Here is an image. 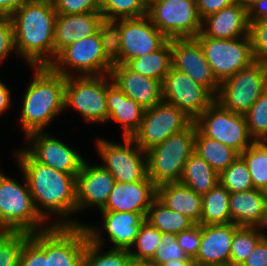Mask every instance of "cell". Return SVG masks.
<instances>
[{
    "instance_id": "cell-52",
    "label": "cell",
    "mask_w": 267,
    "mask_h": 266,
    "mask_svg": "<svg viewBox=\"0 0 267 266\" xmlns=\"http://www.w3.org/2000/svg\"><path fill=\"white\" fill-rule=\"evenodd\" d=\"M10 90L5 85V83L0 81V115L11 107V97Z\"/></svg>"
},
{
    "instance_id": "cell-41",
    "label": "cell",
    "mask_w": 267,
    "mask_h": 266,
    "mask_svg": "<svg viewBox=\"0 0 267 266\" xmlns=\"http://www.w3.org/2000/svg\"><path fill=\"white\" fill-rule=\"evenodd\" d=\"M18 266H48L46 230L30 233L22 248Z\"/></svg>"
},
{
    "instance_id": "cell-32",
    "label": "cell",
    "mask_w": 267,
    "mask_h": 266,
    "mask_svg": "<svg viewBox=\"0 0 267 266\" xmlns=\"http://www.w3.org/2000/svg\"><path fill=\"white\" fill-rule=\"evenodd\" d=\"M194 152L218 173L226 169L239 156L236 150L203 135L197 128Z\"/></svg>"
},
{
    "instance_id": "cell-10",
    "label": "cell",
    "mask_w": 267,
    "mask_h": 266,
    "mask_svg": "<svg viewBox=\"0 0 267 266\" xmlns=\"http://www.w3.org/2000/svg\"><path fill=\"white\" fill-rule=\"evenodd\" d=\"M195 39L219 83L255 62L249 36L214 39L200 32Z\"/></svg>"
},
{
    "instance_id": "cell-11",
    "label": "cell",
    "mask_w": 267,
    "mask_h": 266,
    "mask_svg": "<svg viewBox=\"0 0 267 266\" xmlns=\"http://www.w3.org/2000/svg\"><path fill=\"white\" fill-rule=\"evenodd\" d=\"M147 16L169 40L195 38L201 32L196 0H161L148 8Z\"/></svg>"
},
{
    "instance_id": "cell-35",
    "label": "cell",
    "mask_w": 267,
    "mask_h": 266,
    "mask_svg": "<svg viewBox=\"0 0 267 266\" xmlns=\"http://www.w3.org/2000/svg\"><path fill=\"white\" fill-rule=\"evenodd\" d=\"M267 140H253L239 156L249 169L255 189L267 192Z\"/></svg>"
},
{
    "instance_id": "cell-53",
    "label": "cell",
    "mask_w": 267,
    "mask_h": 266,
    "mask_svg": "<svg viewBox=\"0 0 267 266\" xmlns=\"http://www.w3.org/2000/svg\"><path fill=\"white\" fill-rule=\"evenodd\" d=\"M160 266H195L193 259H181V260H171L160 264Z\"/></svg>"
},
{
    "instance_id": "cell-15",
    "label": "cell",
    "mask_w": 267,
    "mask_h": 266,
    "mask_svg": "<svg viewBox=\"0 0 267 266\" xmlns=\"http://www.w3.org/2000/svg\"><path fill=\"white\" fill-rule=\"evenodd\" d=\"M163 101L176 106L195 121L214 101L215 96L186 73L171 67L162 82Z\"/></svg>"
},
{
    "instance_id": "cell-58",
    "label": "cell",
    "mask_w": 267,
    "mask_h": 266,
    "mask_svg": "<svg viewBox=\"0 0 267 266\" xmlns=\"http://www.w3.org/2000/svg\"><path fill=\"white\" fill-rule=\"evenodd\" d=\"M210 266H234L232 263L227 264H218V265H210Z\"/></svg>"
},
{
    "instance_id": "cell-55",
    "label": "cell",
    "mask_w": 267,
    "mask_h": 266,
    "mask_svg": "<svg viewBox=\"0 0 267 266\" xmlns=\"http://www.w3.org/2000/svg\"><path fill=\"white\" fill-rule=\"evenodd\" d=\"M127 266H145V261H135L131 260Z\"/></svg>"
},
{
    "instance_id": "cell-16",
    "label": "cell",
    "mask_w": 267,
    "mask_h": 266,
    "mask_svg": "<svg viewBox=\"0 0 267 266\" xmlns=\"http://www.w3.org/2000/svg\"><path fill=\"white\" fill-rule=\"evenodd\" d=\"M84 226H50L46 230L48 266H83L86 242Z\"/></svg>"
},
{
    "instance_id": "cell-28",
    "label": "cell",
    "mask_w": 267,
    "mask_h": 266,
    "mask_svg": "<svg viewBox=\"0 0 267 266\" xmlns=\"http://www.w3.org/2000/svg\"><path fill=\"white\" fill-rule=\"evenodd\" d=\"M157 199L167 208L199 224L202 214V195L180 182L157 186Z\"/></svg>"
},
{
    "instance_id": "cell-59",
    "label": "cell",
    "mask_w": 267,
    "mask_h": 266,
    "mask_svg": "<svg viewBox=\"0 0 267 266\" xmlns=\"http://www.w3.org/2000/svg\"><path fill=\"white\" fill-rule=\"evenodd\" d=\"M266 203H267V192H266ZM266 228H267V208H266Z\"/></svg>"
},
{
    "instance_id": "cell-30",
    "label": "cell",
    "mask_w": 267,
    "mask_h": 266,
    "mask_svg": "<svg viewBox=\"0 0 267 266\" xmlns=\"http://www.w3.org/2000/svg\"><path fill=\"white\" fill-rule=\"evenodd\" d=\"M180 183L203 195L219 183V173L193 152L185 163Z\"/></svg>"
},
{
    "instance_id": "cell-37",
    "label": "cell",
    "mask_w": 267,
    "mask_h": 266,
    "mask_svg": "<svg viewBox=\"0 0 267 266\" xmlns=\"http://www.w3.org/2000/svg\"><path fill=\"white\" fill-rule=\"evenodd\" d=\"M100 13L106 24L118 19L139 18L147 15L145 0H101Z\"/></svg>"
},
{
    "instance_id": "cell-19",
    "label": "cell",
    "mask_w": 267,
    "mask_h": 266,
    "mask_svg": "<svg viewBox=\"0 0 267 266\" xmlns=\"http://www.w3.org/2000/svg\"><path fill=\"white\" fill-rule=\"evenodd\" d=\"M115 183L109 170L102 165H91L85 161L76 176L77 211L93 206L99 207L101 211Z\"/></svg>"
},
{
    "instance_id": "cell-49",
    "label": "cell",
    "mask_w": 267,
    "mask_h": 266,
    "mask_svg": "<svg viewBox=\"0 0 267 266\" xmlns=\"http://www.w3.org/2000/svg\"><path fill=\"white\" fill-rule=\"evenodd\" d=\"M241 266H267V235L256 245Z\"/></svg>"
},
{
    "instance_id": "cell-43",
    "label": "cell",
    "mask_w": 267,
    "mask_h": 266,
    "mask_svg": "<svg viewBox=\"0 0 267 266\" xmlns=\"http://www.w3.org/2000/svg\"><path fill=\"white\" fill-rule=\"evenodd\" d=\"M161 240L150 262L160 265L171 260L192 259L179 246L176 234L162 233Z\"/></svg>"
},
{
    "instance_id": "cell-26",
    "label": "cell",
    "mask_w": 267,
    "mask_h": 266,
    "mask_svg": "<svg viewBox=\"0 0 267 266\" xmlns=\"http://www.w3.org/2000/svg\"><path fill=\"white\" fill-rule=\"evenodd\" d=\"M106 102L108 121L114 120L120 123V125H122L121 127H123V137H132L141 125L145 109L134 99L127 97L121 89L113 83L110 74L109 78H107Z\"/></svg>"
},
{
    "instance_id": "cell-36",
    "label": "cell",
    "mask_w": 267,
    "mask_h": 266,
    "mask_svg": "<svg viewBox=\"0 0 267 266\" xmlns=\"http://www.w3.org/2000/svg\"><path fill=\"white\" fill-rule=\"evenodd\" d=\"M259 227L239 226L232 239L230 263L241 266L256 245L266 236ZM262 231V232H261Z\"/></svg>"
},
{
    "instance_id": "cell-48",
    "label": "cell",
    "mask_w": 267,
    "mask_h": 266,
    "mask_svg": "<svg viewBox=\"0 0 267 266\" xmlns=\"http://www.w3.org/2000/svg\"><path fill=\"white\" fill-rule=\"evenodd\" d=\"M234 3H236V0H196L198 12L202 20Z\"/></svg>"
},
{
    "instance_id": "cell-7",
    "label": "cell",
    "mask_w": 267,
    "mask_h": 266,
    "mask_svg": "<svg viewBox=\"0 0 267 266\" xmlns=\"http://www.w3.org/2000/svg\"><path fill=\"white\" fill-rule=\"evenodd\" d=\"M196 125L173 134L148 151L147 177L156 185L180 182L187 159L194 152Z\"/></svg>"
},
{
    "instance_id": "cell-23",
    "label": "cell",
    "mask_w": 267,
    "mask_h": 266,
    "mask_svg": "<svg viewBox=\"0 0 267 266\" xmlns=\"http://www.w3.org/2000/svg\"><path fill=\"white\" fill-rule=\"evenodd\" d=\"M105 24L100 12L57 14L54 32V60L67 46L95 34Z\"/></svg>"
},
{
    "instance_id": "cell-50",
    "label": "cell",
    "mask_w": 267,
    "mask_h": 266,
    "mask_svg": "<svg viewBox=\"0 0 267 266\" xmlns=\"http://www.w3.org/2000/svg\"><path fill=\"white\" fill-rule=\"evenodd\" d=\"M249 21L267 20V0H258L248 8Z\"/></svg>"
},
{
    "instance_id": "cell-18",
    "label": "cell",
    "mask_w": 267,
    "mask_h": 266,
    "mask_svg": "<svg viewBox=\"0 0 267 266\" xmlns=\"http://www.w3.org/2000/svg\"><path fill=\"white\" fill-rule=\"evenodd\" d=\"M171 49L172 67L186 73L216 96L220 83L204 57L199 42L195 38L171 39Z\"/></svg>"
},
{
    "instance_id": "cell-46",
    "label": "cell",
    "mask_w": 267,
    "mask_h": 266,
    "mask_svg": "<svg viewBox=\"0 0 267 266\" xmlns=\"http://www.w3.org/2000/svg\"><path fill=\"white\" fill-rule=\"evenodd\" d=\"M177 235V242L187 257L194 259L199 250L202 237V225L195 224L190 229L182 231Z\"/></svg>"
},
{
    "instance_id": "cell-21",
    "label": "cell",
    "mask_w": 267,
    "mask_h": 266,
    "mask_svg": "<svg viewBox=\"0 0 267 266\" xmlns=\"http://www.w3.org/2000/svg\"><path fill=\"white\" fill-rule=\"evenodd\" d=\"M110 76L127 97L134 99L144 109L163 101L162 82L157 79L143 76L120 63L113 64Z\"/></svg>"
},
{
    "instance_id": "cell-25",
    "label": "cell",
    "mask_w": 267,
    "mask_h": 266,
    "mask_svg": "<svg viewBox=\"0 0 267 266\" xmlns=\"http://www.w3.org/2000/svg\"><path fill=\"white\" fill-rule=\"evenodd\" d=\"M266 191L252 189L230 193L231 223L237 226L266 228Z\"/></svg>"
},
{
    "instance_id": "cell-54",
    "label": "cell",
    "mask_w": 267,
    "mask_h": 266,
    "mask_svg": "<svg viewBox=\"0 0 267 266\" xmlns=\"http://www.w3.org/2000/svg\"><path fill=\"white\" fill-rule=\"evenodd\" d=\"M258 0H236L237 3H239L242 7L249 8L253 3H255Z\"/></svg>"
},
{
    "instance_id": "cell-42",
    "label": "cell",
    "mask_w": 267,
    "mask_h": 266,
    "mask_svg": "<svg viewBox=\"0 0 267 266\" xmlns=\"http://www.w3.org/2000/svg\"><path fill=\"white\" fill-rule=\"evenodd\" d=\"M247 129L253 140H267V90L245 114Z\"/></svg>"
},
{
    "instance_id": "cell-20",
    "label": "cell",
    "mask_w": 267,
    "mask_h": 266,
    "mask_svg": "<svg viewBox=\"0 0 267 266\" xmlns=\"http://www.w3.org/2000/svg\"><path fill=\"white\" fill-rule=\"evenodd\" d=\"M156 198L157 186L147 176L133 183L116 182L100 212L148 213Z\"/></svg>"
},
{
    "instance_id": "cell-38",
    "label": "cell",
    "mask_w": 267,
    "mask_h": 266,
    "mask_svg": "<svg viewBox=\"0 0 267 266\" xmlns=\"http://www.w3.org/2000/svg\"><path fill=\"white\" fill-rule=\"evenodd\" d=\"M219 183L230 193L254 189L249 169L240 156L219 173Z\"/></svg>"
},
{
    "instance_id": "cell-57",
    "label": "cell",
    "mask_w": 267,
    "mask_h": 266,
    "mask_svg": "<svg viewBox=\"0 0 267 266\" xmlns=\"http://www.w3.org/2000/svg\"><path fill=\"white\" fill-rule=\"evenodd\" d=\"M145 266H160L159 264L152 263L150 261H145Z\"/></svg>"
},
{
    "instance_id": "cell-22",
    "label": "cell",
    "mask_w": 267,
    "mask_h": 266,
    "mask_svg": "<svg viewBox=\"0 0 267 266\" xmlns=\"http://www.w3.org/2000/svg\"><path fill=\"white\" fill-rule=\"evenodd\" d=\"M236 224L202 225V237L194 260L195 266L230 263V251Z\"/></svg>"
},
{
    "instance_id": "cell-3",
    "label": "cell",
    "mask_w": 267,
    "mask_h": 266,
    "mask_svg": "<svg viewBox=\"0 0 267 266\" xmlns=\"http://www.w3.org/2000/svg\"><path fill=\"white\" fill-rule=\"evenodd\" d=\"M35 75L24 93L20 122L27 137L44 128L65 110V77L50 66L33 67Z\"/></svg>"
},
{
    "instance_id": "cell-51",
    "label": "cell",
    "mask_w": 267,
    "mask_h": 266,
    "mask_svg": "<svg viewBox=\"0 0 267 266\" xmlns=\"http://www.w3.org/2000/svg\"><path fill=\"white\" fill-rule=\"evenodd\" d=\"M31 0H0V17H10L16 10Z\"/></svg>"
},
{
    "instance_id": "cell-44",
    "label": "cell",
    "mask_w": 267,
    "mask_h": 266,
    "mask_svg": "<svg viewBox=\"0 0 267 266\" xmlns=\"http://www.w3.org/2000/svg\"><path fill=\"white\" fill-rule=\"evenodd\" d=\"M249 37L254 60L267 64V20L250 21Z\"/></svg>"
},
{
    "instance_id": "cell-47",
    "label": "cell",
    "mask_w": 267,
    "mask_h": 266,
    "mask_svg": "<svg viewBox=\"0 0 267 266\" xmlns=\"http://www.w3.org/2000/svg\"><path fill=\"white\" fill-rule=\"evenodd\" d=\"M14 50L16 52L13 22L10 17H0V62Z\"/></svg>"
},
{
    "instance_id": "cell-45",
    "label": "cell",
    "mask_w": 267,
    "mask_h": 266,
    "mask_svg": "<svg viewBox=\"0 0 267 266\" xmlns=\"http://www.w3.org/2000/svg\"><path fill=\"white\" fill-rule=\"evenodd\" d=\"M57 14L100 12L101 0H52Z\"/></svg>"
},
{
    "instance_id": "cell-33",
    "label": "cell",
    "mask_w": 267,
    "mask_h": 266,
    "mask_svg": "<svg viewBox=\"0 0 267 266\" xmlns=\"http://www.w3.org/2000/svg\"><path fill=\"white\" fill-rule=\"evenodd\" d=\"M230 192L218 183L208 193L202 195V214L200 225L231 223L229 212Z\"/></svg>"
},
{
    "instance_id": "cell-8",
    "label": "cell",
    "mask_w": 267,
    "mask_h": 266,
    "mask_svg": "<svg viewBox=\"0 0 267 266\" xmlns=\"http://www.w3.org/2000/svg\"><path fill=\"white\" fill-rule=\"evenodd\" d=\"M267 90V64L255 61L220 83L215 96L222 108L245 115Z\"/></svg>"
},
{
    "instance_id": "cell-14",
    "label": "cell",
    "mask_w": 267,
    "mask_h": 266,
    "mask_svg": "<svg viewBox=\"0 0 267 266\" xmlns=\"http://www.w3.org/2000/svg\"><path fill=\"white\" fill-rule=\"evenodd\" d=\"M193 122L182 110L162 101L144 110L141 125L132 138L146 152L171 135L187 129Z\"/></svg>"
},
{
    "instance_id": "cell-2",
    "label": "cell",
    "mask_w": 267,
    "mask_h": 266,
    "mask_svg": "<svg viewBox=\"0 0 267 266\" xmlns=\"http://www.w3.org/2000/svg\"><path fill=\"white\" fill-rule=\"evenodd\" d=\"M57 12L50 0H31L11 16L16 54L31 67L54 62V32Z\"/></svg>"
},
{
    "instance_id": "cell-29",
    "label": "cell",
    "mask_w": 267,
    "mask_h": 266,
    "mask_svg": "<svg viewBox=\"0 0 267 266\" xmlns=\"http://www.w3.org/2000/svg\"><path fill=\"white\" fill-rule=\"evenodd\" d=\"M83 226L89 237L86 242L83 266H127L129 264L132 258L128 250L110 248L102 253L104 240L100 235L101 231L94 226L85 224Z\"/></svg>"
},
{
    "instance_id": "cell-4",
    "label": "cell",
    "mask_w": 267,
    "mask_h": 266,
    "mask_svg": "<svg viewBox=\"0 0 267 266\" xmlns=\"http://www.w3.org/2000/svg\"><path fill=\"white\" fill-rule=\"evenodd\" d=\"M113 64L112 33L109 24L105 23L95 34L65 47L50 67L56 73L70 77L72 69L78 71L79 76L109 75Z\"/></svg>"
},
{
    "instance_id": "cell-24",
    "label": "cell",
    "mask_w": 267,
    "mask_h": 266,
    "mask_svg": "<svg viewBox=\"0 0 267 266\" xmlns=\"http://www.w3.org/2000/svg\"><path fill=\"white\" fill-rule=\"evenodd\" d=\"M248 9L234 3L202 20L201 33L214 39L249 36Z\"/></svg>"
},
{
    "instance_id": "cell-56",
    "label": "cell",
    "mask_w": 267,
    "mask_h": 266,
    "mask_svg": "<svg viewBox=\"0 0 267 266\" xmlns=\"http://www.w3.org/2000/svg\"><path fill=\"white\" fill-rule=\"evenodd\" d=\"M145 1H146L148 8H149L153 3H156V2L161 1V0H145Z\"/></svg>"
},
{
    "instance_id": "cell-6",
    "label": "cell",
    "mask_w": 267,
    "mask_h": 266,
    "mask_svg": "<svg viewBox=\"0 0 267 266\" xmlns=\"http://www.w3.org/2000/svg\"><path fill=\"white\" fill-rule=\"evenodd\" d=\"M37 213L25 178L24 185L0 174V231L35 233L47 230Z\"/></svg>"
},
{
    "instance_id": "cell-1",
    "label": "cell",
    "mask_w": 267,
    "mask_h": 266,
    "mask_svg": "<svg viewBox=\"0 0 267 266\" xmlns=\"http://www.w3.org/2000/svg\"><path fill=\"white\" fill-rule=\"evenodd\" d=\"M14 156L27 180L36 211L45 222L53 213L62 220L50 223V226L84 225L68 220L77 212L76 176L37 162L25 149L18 150ZM63 217L67 219L63 220Z\"/></svg>"
},
{
    "instance_id": "cell-5",
    "label": "cell",
    "mask_w": 267,
    "mask_h": 266,
    "mask_svg": "<svg viewBox=\"0 0 267 266\" xmlns=\"http://www.w3.org/2000/svg\"><path fill=\"white\" fill-rule=\"evenodd\" d=\"M109 26L114 63L126 64L129 60L155 52L169 40L147 15L118 19Z\"/></svg>"
},
{
    "instance_id": "cell-39",
    "label": "cell",
    "mask_w": 267,
    "mask_h": 266,
    "mask_svg": "<svg viewBox=\"0 0 267 266\" xmlns=\"http://www.w3.org/2000/svg\"><path fill=\"white\" fill-rule=\"evenodd\" d=\"M161 236L162 233L157 228L145 221L139 229L132 249L129 250L132 260L142 262L150 261L162 242ZM134 246H136L135 249L137 248L135 252L133 250Z\"/></svg>"
},
{
    "instance_id": "cell-27",
    "label": "cell",
    "mask_w": 267,
    "mask_h": 266,
    "mask_svg": "<svg viewBox=\"0 0 267 266\" xmlns=\"http://www.w3.org/2000/svg\"><path fill=\"white\" fill-rule=\"evenodd\" d=\"M103 224L111 249L130 250L135 242L141 225L146 221L147 213L135 212H101Z\"/></svg>"
},
{
    "instance_id": "cell-17",
    "label": "cell",
    "mask_w": 267,
    "mask_h": 266,
    "mask_svg": "<svg viewBox=\"0 0 267 266\" xmlns=\"http://www.w3.org/2000/svg\"><path fill=\"white\" fill-rule=\"evenodd\" d=\"M27 139L30 147L24 149L37 162L74 176L82 169L85 160L81 155L45 131L31 133Z\"/></svg>"
},
{
    "instance_id": "cell-13",
    "label": "cell",
    "mask_w": 267,
    "mask_h": 266,
    "mask_svg": "<svg viewBox=\"0 0 267 266\" xmlns=\"http://www.w3.org/2000/svg\"><path fill=\"white\" fill-rule=\"evenodd\" d=\"M194 123L203 135L233 148L239 154L253 141L247 129L245 115L224 109L215 101Z\"/></svg>"
},
{
    "instance_id": "cell-34",
    "label": "cell",
    "mask_w": 267,
    "mask_h": 266,
    "mask_svg": "<svg viewBox=\"0 0 267 266\" xmlns=\"http://www.w3.org/2000/svg\"><path fill=\"white\" fill-rule=\"evenodd\" d=\"M146 221L161 233L168 234H178L195 225L188 217L167 208L157 198L149 207Z\"/></svg>"
},
{
    "instance_id": "cell-31",
    "label": "cell",
    "mask_w": 267,
    "mask_h": 266,
    "mask_svg": "<svg viewBox=\"0 0 267 266\" xmlns=\"http://www.w3.org/2000/svg\"><path fill=\"white\" fill-rule=\"evenodd\" d=\"M125 65L134 72L163 82L172 67L171 39L155 52L129 60Z\"/></svg>"
},
{
    "instance_id": "cell-40",
    "label": "cell",
    "mask_w": 267,
    "mask_h": 266,
    "mask_svg": "<svg viewBox=\"0 0 267 266\" xmlns=\"http://www.w3.org/2000/svg\"><path fill=\"white\" fill-rule=\"evenodd\" d=\"M28 232L0 231V266H18Z\"/></svg>"
},
{
    "instance_id": "cell-9",
    "label": "cell",
    "mask_w": 267,
    "mask_h": 266,
    "mask_svg": "<svg viewBox=\"0 0 267 266\" xmlns=\"http://www.w3.org/2000/svg\"><path fill=\"white\" fill-rule=\"evenodd\" d=\"M65 77V110L72 107L85 118V122H108L107 77L87 75Z\"/></svg>"
},
{
    "instance_id": "cell-12",
    "label": "cell",
    "mask_w": 267,
    "mask_h": 266,
    "mask_svg": "<svg viewBox=\"0 0 267 266\" xmlns=\"http://www.w3.org/2000/svg\"><path fill=\"white\" fill-rule=\"evenodd\" d=\"M124 143L98 138L97 150L104 161L103 167L110 171L116 182L133 183L147 176V156L132 137H123Z\"/></svg>"
}]
</instances>
